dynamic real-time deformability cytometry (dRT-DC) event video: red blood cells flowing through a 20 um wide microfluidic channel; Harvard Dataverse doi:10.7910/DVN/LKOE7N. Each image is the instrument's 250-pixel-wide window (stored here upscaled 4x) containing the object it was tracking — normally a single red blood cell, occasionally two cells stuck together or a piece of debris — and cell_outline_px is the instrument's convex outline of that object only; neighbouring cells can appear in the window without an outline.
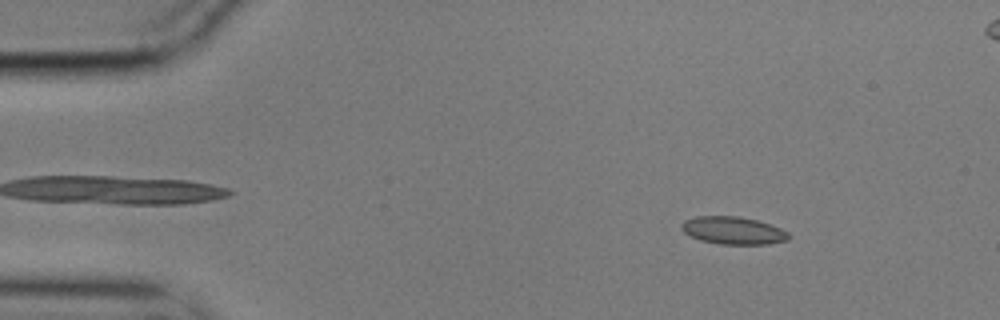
{"species": "common noctule bat (a hibernating species)", "species_latin": "Nyctalus noctula", "temperature_condition": "cold", "stored_images_in_passage": 57, "camera_frame_rate_fps": 3000, "um_per_image_px": 0.085, "animal": {"sex": "male", "body_mass_g": 17.9}, "frame": {"image": 1, "passage_image": 7, "time_ms": 2.0, "image_size_px": [1000, 320], "cell_outline_px": [[792, 236], [788, 240], [768, 244], [720, 244], [700, 240], [684, 232], [680, 228], [680, 224], [684, 220], [696, 216], [736, 216], [756, 220], [780, 228], [788, 232]], "centroid_in_image_um": [62.31, 19.59], "position_along_channel_um": 22.7, "area_um2": 17.22}}
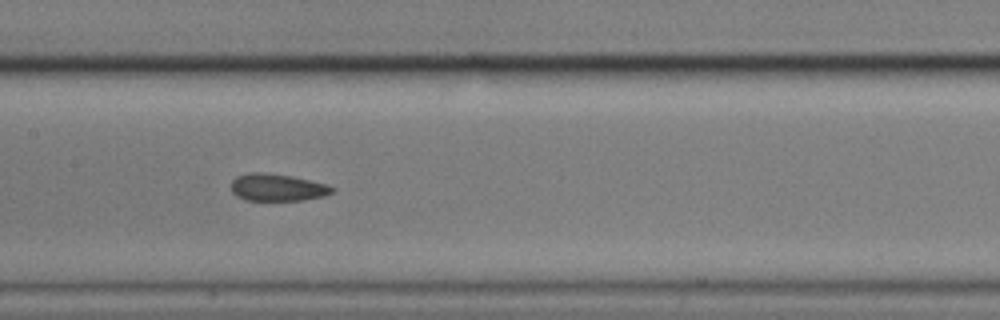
{"frame": {"image": 2, "passage_image": 27, "time_ms": 8.667, "image_size_px": [1000, 320], "cell_outline_px": [[336, 188], [332, 192], [324, 196], [304, 200], [244, 200], [236, 196], [232, 192], [232, 180], [236, 176], [248, 172], [264, 172], [292, 176], [328, 184]], "centroid_in_image_um": [23.57, 15.92], "position_along_channel_um": 183.8, "area_um2": 16.18}}
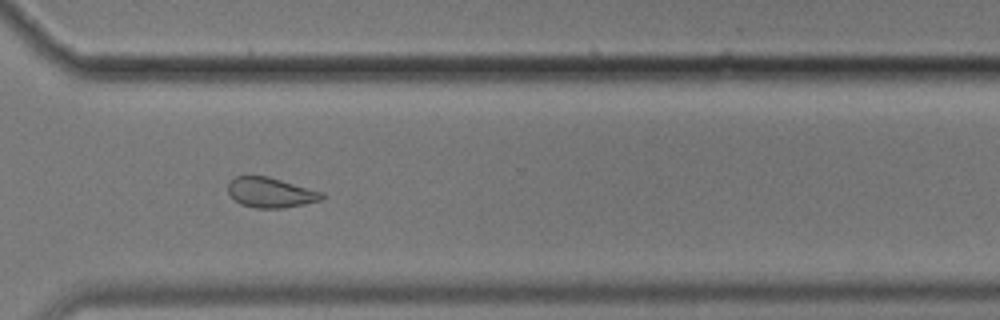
{"frame": {"image": 3, "passage_image": 41, "time_ms": 13.333, "image_size_px": [1000, 320], "cell_outline_px": [[324, 196], [320, 200], [304, 204], [280, 208], [256, 208], [240, 204], [228, 192], [228, 184], [236, 176], [268, 176], [324, 192]], "centroid_in_image_um": [23.01, 16.36], "position_along_channel_um": 347.6, "area_um2": 16.3}, "authors_computed_cell_mechanics": {"area_um2": 16.9932, "velocity_mm_per_s": 3.5155, "shape_relaxation_time_tau1_ms": 9.0761, "shape_relaxation_time_tau2_ms": 2.042, "deformation_change_tau1": 0.1049, "deformation_change_tau2": 0.0781}}